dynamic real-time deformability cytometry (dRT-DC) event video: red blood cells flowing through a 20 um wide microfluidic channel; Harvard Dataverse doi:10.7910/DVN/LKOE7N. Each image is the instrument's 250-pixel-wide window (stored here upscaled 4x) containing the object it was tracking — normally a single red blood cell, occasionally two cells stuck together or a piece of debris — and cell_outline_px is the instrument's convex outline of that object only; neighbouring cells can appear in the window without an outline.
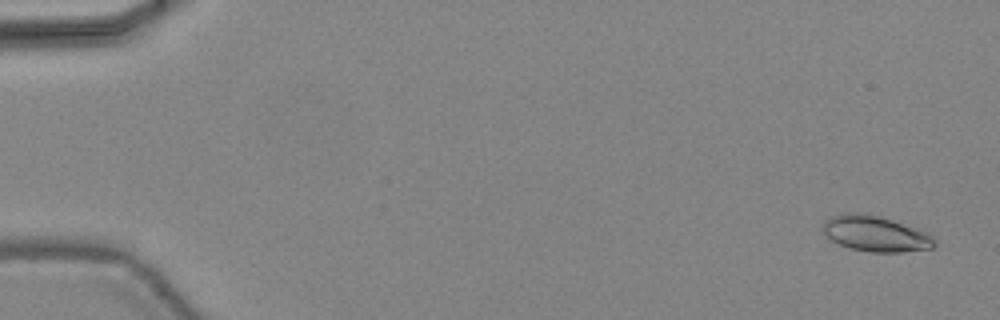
{"species": "common noctule bat (a hibernating species)", "species_latin": "Nyctalus noctula", "temperature_condition": "warm", "stored_images_in_passage": 46, "camera_frame_rate_fps": 3000, "um_per_image_px": 0.085, "animal": {"sex": "female", "body_mass_g": 24.6, "forearm_length_mm": 56.2}, "frame": {"image": 1, "passage_image": 1, "time_ms": 0.0, "image_size_px": [1000, 320], "cell_outline_px": [[936, 244], [932, 248], [900, 252], [868, 252], [848, 248], [828, 240], [824, 236], [820, 228], [824, 220], [832, 216], [848, 212], [860, 212], [880, 216], [928, 232], [936, 240]], "centroid_in_image_um": [74.35, 19.86], "position_along_channel_um": 10.7, "area_um2": 23.7}}
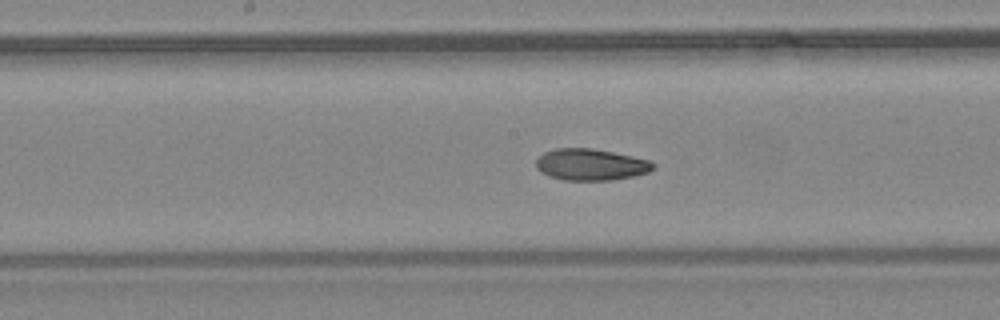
{"frame": {"image": 2, "passage_image": 24, "time_ms": 7.667, "image_size_px": [1000, 320], "cell_outline_px": [[656, 168], [648, 172], [632, 176], [612, 180], [564, 180], [548, 176], [540, 172], [536, 168], [536, 160], [544, 152], [556, 148], [592, 148], [652, 160], [656, 164]], "centroid_in_image_um": [50.23, 13.99], "position_along_channel_um": 198.0, "area_um2": 21.68}}
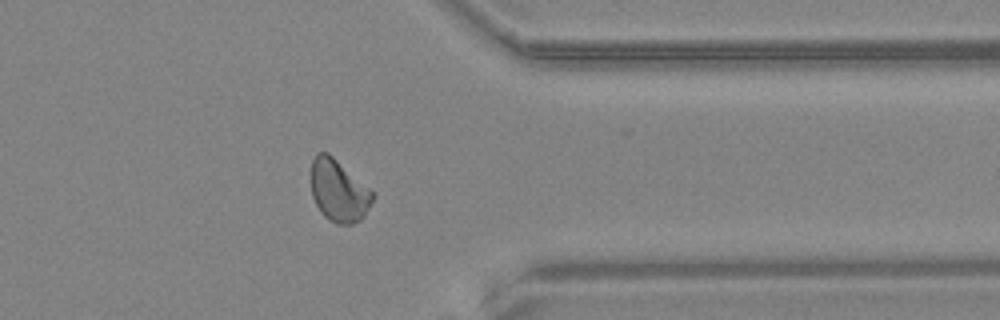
{"frame": {"image": 3, "passage_image": 37, "time_ms": 12.0, "image_size_px": [1000, 320], "cell_outline_px": [[376, 196], [364, 216], [360, 220], [352, 224], [336, 224], [328, 220], [320, 212], [312, 196], [312, 160], [316, 152], [328, 152], [368, 188]], "centroid_in_image_um": [28.78, 16.24], "position_along_channel_um": 382.6, "area_um2": 22.08}, "authors_computed_cell_mechanics": {"area_um2": 21.9062, "velocity_mm_per_s": 4.4478, "shape_relaxation_time_tau1_ms": 5.8139, "shape_relaxation_time_tau2_ms": 4.3599, "deformation_change_tau1": 0.1402, "deformation_change_tau2": 0.1055}}